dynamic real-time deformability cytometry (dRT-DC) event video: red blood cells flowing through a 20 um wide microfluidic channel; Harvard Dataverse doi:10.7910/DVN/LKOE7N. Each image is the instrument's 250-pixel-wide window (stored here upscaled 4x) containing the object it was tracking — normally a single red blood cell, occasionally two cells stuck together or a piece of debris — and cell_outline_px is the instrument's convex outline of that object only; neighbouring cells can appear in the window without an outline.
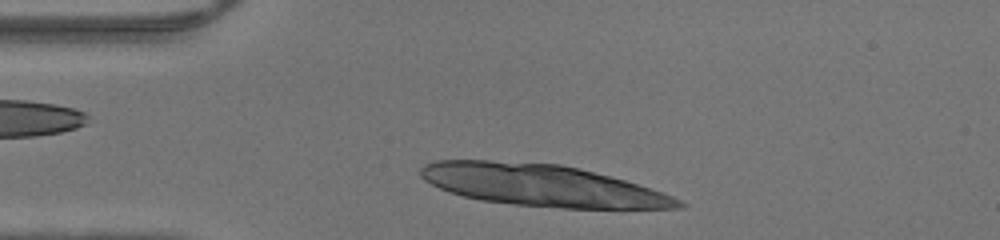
{"species": "human", "species_latin": "Homo sapiens", "temperature_condition": "warm", "stored_images_in_passage": 5, "camera_frame_rate_fps": 3000, "um_per_image_px": 0.085, "donor": {"sex": "male"}, "frame": {"image": 1, "passage_image": 2, "time_ms": 0.333, "image_size_px": [1000, 240], "cell_outline_px": [[688, 204], [684, 208], [564, 208], [512, 204], [480, 200], [448, 192], [424, 180], [420, 176], [420, 168], [424, 164], [436, 160], [488, 160], [560, 164], [580, 168], [624, 180], [672, 196]], "centroid_in_image_um": [46.02, 15.75], "position_along_channel_um": 39.0, "area_um2": 62.25}}